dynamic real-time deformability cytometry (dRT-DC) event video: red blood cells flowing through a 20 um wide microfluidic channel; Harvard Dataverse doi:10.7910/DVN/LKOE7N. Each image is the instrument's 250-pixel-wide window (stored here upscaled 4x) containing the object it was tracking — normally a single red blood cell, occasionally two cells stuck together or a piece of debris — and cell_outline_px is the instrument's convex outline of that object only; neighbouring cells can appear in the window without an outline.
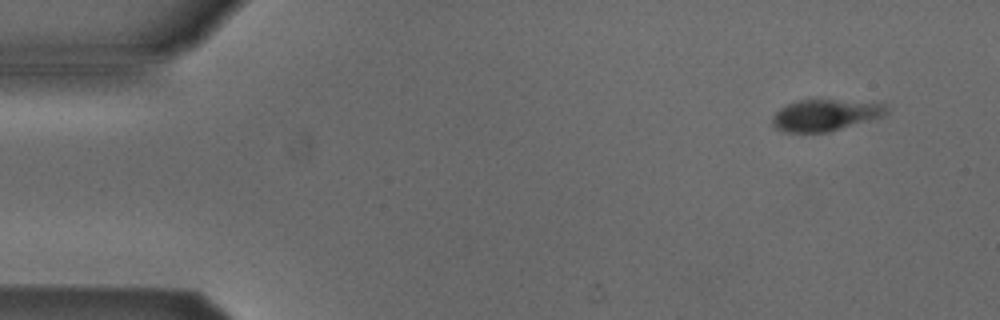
{"species": "Egyptian fruit bat (a non-hibernating species)", "species_latin": "Rousettus aegyptiacus", "temperature_condition": "cold", "stored_images_in_passage": 4, "camera_frame_rate_fps": 3000, "um_per_image_px": 0.085, "animal": {"sex": "male"}, "frame": {"image": 1, "passage_image": 1, "time_ms": 0.0, "image_size_px": [1000, 320], "cell_outline_px": [[888, 112], [880, 116], [828, 132], [784, 132], [776, 128], [772, 124], [772, 116], [780, 108], [788, 104], [800, 100], [832, 100], [884, 104]], "centroid_in_image_um": [70.05, 9.79], "position_along_channel_um": 14.9, "area_um2": 20.29}}
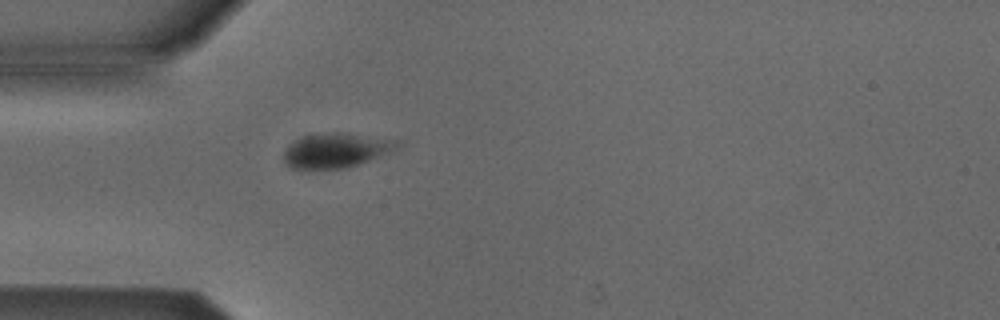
{"frame": {"image": 2, "passage_image": 4, "time_ms": 3.667, "image_size_px": [1000, 320], "cell_outline_px": [[400, 148], [380, 156], [348, 168], [308, 172], [300, 172], [292, 168], [284, 160], [284, 152], [288, 144], [304, 136], [320, 132], [340, 132], [400, 140]], "centroid_in_image_um": [28.53, 12.82], "position_along_channel_um": 56.5, "area_um2": 23.81}}